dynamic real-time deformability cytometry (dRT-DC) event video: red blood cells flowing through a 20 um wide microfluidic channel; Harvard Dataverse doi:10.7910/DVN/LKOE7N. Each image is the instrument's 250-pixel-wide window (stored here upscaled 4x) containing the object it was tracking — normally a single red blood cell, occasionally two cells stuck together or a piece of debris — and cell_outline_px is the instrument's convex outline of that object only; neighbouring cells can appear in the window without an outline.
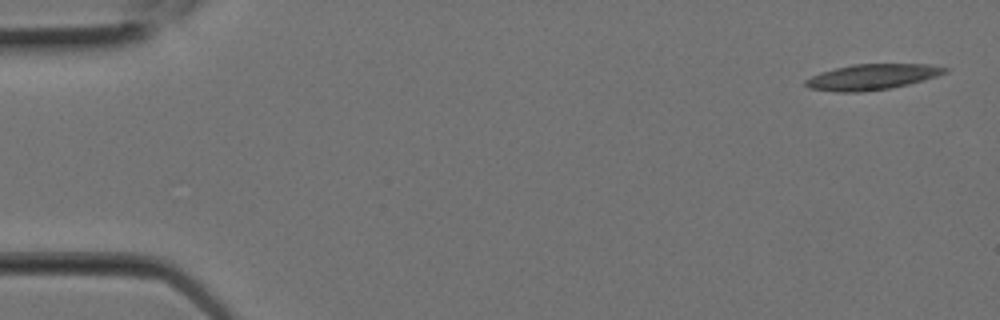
{"species": "Egyptian fruit bat (a non-hibernating species)", "species_latin": "Rousettus aegyptiacus", "temperature_condition": "room temperature", "stored_images_in_passage": 8, "camera_frame_rate_fps": 3000, "um_per_image_px": 0.085, "animal": {"sex": "female"}, "frame": {"image": 1, "passage_image": 1, "time_ms": 0.0, "image_size_px": [1000, 320], "cell_outline_px": [[948, 72], [924, 80], [908, 84], [888, 88], [860, 92], [836, 92], [808, 88], [804, 84], [804, 80], [820, 72], [852, 64], [928, 64], [948, 68]], "centroid_in_image_um": [74.1, 6.54], "position_along_channel_um": 10.9, "area_um2": 20.75}}
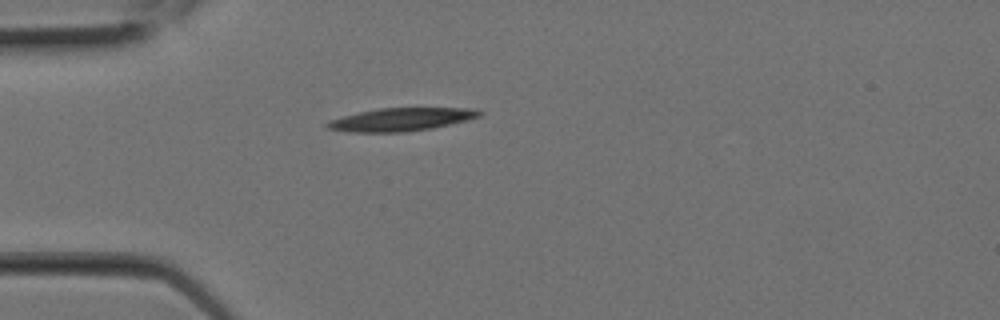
{"frame": {"image": 2, "passage_image": 6, "time_ms": 1.667, "image_size_px": [1000, 320], "cell_outline_px": [[484, 112], [480, 116], [468, 120], [432, 128], [404, 132], [348, 132], [324, 128], [324, 124], [328, 120], [360, 112], [380, 108], [472, 108]], "centroid_in_image_um": [34.07, 10.16], "position_along_channel_um": 50.9, "area_um2": 20.46}}
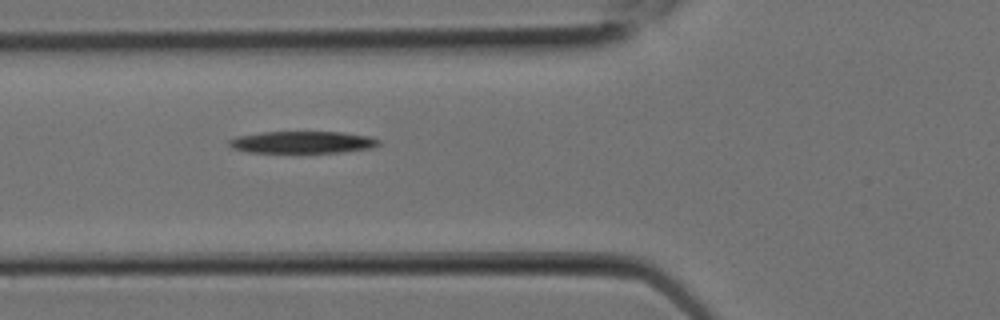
{"frame": {"image": 3, "passage_image": 8, "time_ms": 2.333, "image_size_px": [1000, 320], "cell_outline_px": [[380, 144], [372, 148], [344, 152], [248, 152], [232, 148], [228, 144], [228, 140], [236, 136], [260, 132], [340, 132], [372, 136], [380, 140]], "centroid_in_image_um": [25.72, 12.08], "position_along_channel_um": 100.1, "area_um2": 19.31}}